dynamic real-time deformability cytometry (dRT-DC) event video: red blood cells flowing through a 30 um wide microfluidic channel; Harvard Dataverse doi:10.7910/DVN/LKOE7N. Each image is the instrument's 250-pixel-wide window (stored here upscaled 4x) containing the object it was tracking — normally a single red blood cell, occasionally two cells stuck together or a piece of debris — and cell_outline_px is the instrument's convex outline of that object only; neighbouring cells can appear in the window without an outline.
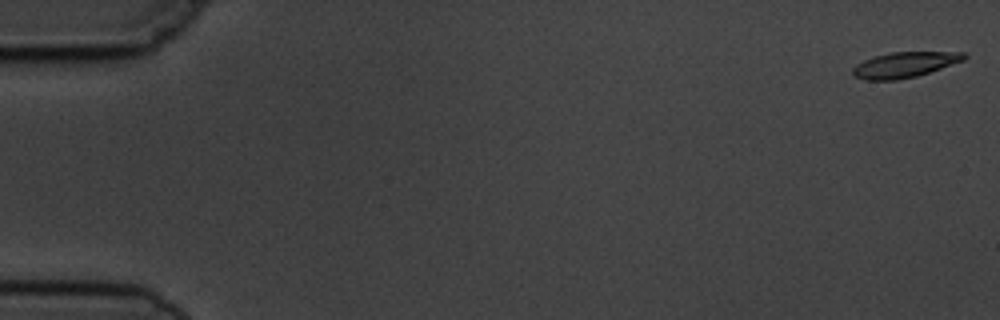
{"species": "common noctule bat (a hibernating species)", "species_latin": "Nyctalus noctula", "temperature_condition": "cold", "stored_images_in_passage": 8, "camera_frame_rate_fps": 3000, "um_per_image_px": 0.085, "animal": {"sex": "male", "body_mass_g": 19.5, "forearm_length_mm": 54.6}, "frame": {"image": 1, "passage_image": 1, "time_ms": 0.0, "image_size_px": [1000, 320], "cell_outline_px": [[968, 56], [964, 60], [916, 76], [896, 80], [868, 80], [852, 76], [852, 68], [856, 64], [872, 56], [888, 52], [964, 52]], "centroid_in_image_um": [76.84, 5.49], "position_along_channel_um": 8.2, "area_um2": 16.53}}
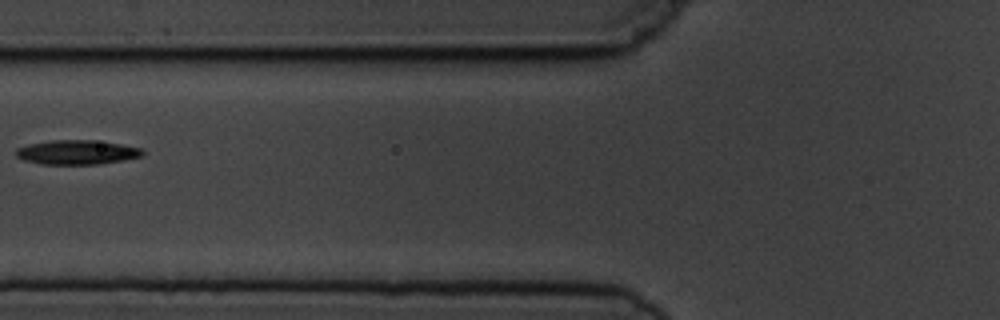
{"frame": {"image": 2, "passage_image": 7, "time_ms": 7.0, "image_size_px": [1000, 320], "cell_outline_px": [[144, 152], [140, 156], [124, 160], [100, 164], [40, 164], [24, 160], [16, 156], [16, 148], [28, 144], [48, 140], [92, 140], [120, 144], [140, 148]], "centroid_in_image_um": [6.49, 12.94], "position_along_channel_um": 119.3, "area_um2": 17.92}}
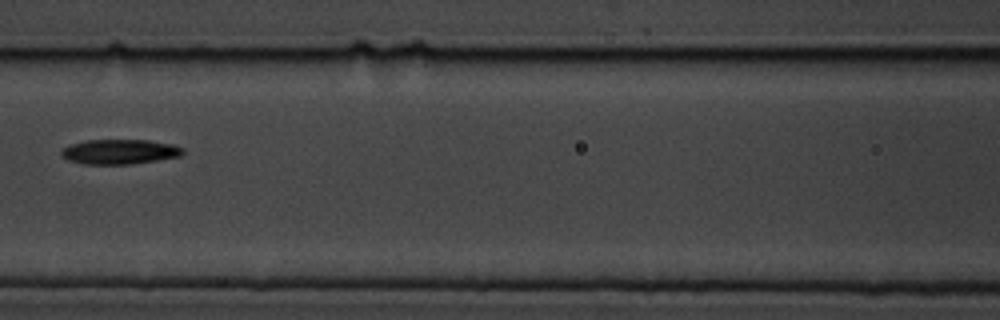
{"frame": {"image": 3, "passage_image": 8, "time_ms": 8.0, "image_size_px": [1000, 320], "cell_outline_px": [[184, 152], [180, 156], [132, 164], [84, 164], [68, 160], [60, 156], [60, 152], [64, 148], [72, 144], [88, 140], [148, 140], [172, 144], [184, 148]], "centroid_in_image_um": [10.17, 12.9], "position_along_channel_um": 156.4, "area_um2": 17.51}}